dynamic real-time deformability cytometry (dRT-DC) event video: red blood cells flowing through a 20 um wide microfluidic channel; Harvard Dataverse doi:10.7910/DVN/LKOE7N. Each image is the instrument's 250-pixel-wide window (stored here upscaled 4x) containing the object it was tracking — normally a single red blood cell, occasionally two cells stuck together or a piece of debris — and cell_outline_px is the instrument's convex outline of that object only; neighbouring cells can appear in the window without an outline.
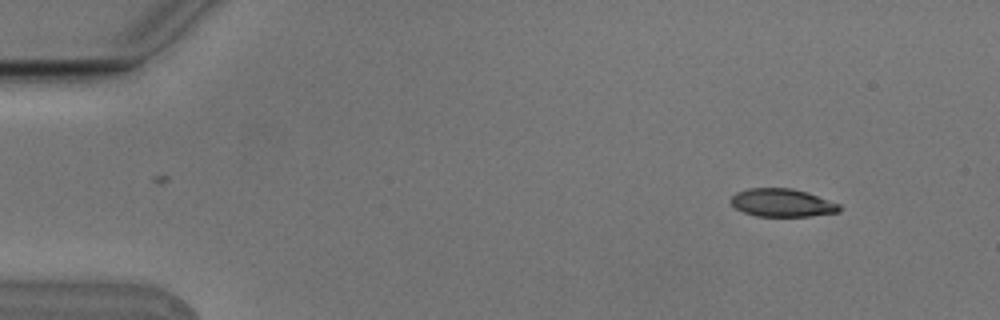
{"species": "Egyptian fruit bat (a non-hibernating species)", "species_latin": "Rousettus aegyptiacus", "temperature_condition": "cold", "stored_images_in_passage": 4, "camera_frame_rate_fps": 3000, "um_per_image_px": 0.085, "animal": {"sex": "male"}, "frame": {"image": 1, "passage_image": 1, "time_ms": 0.0, "image_size_px": [1000, 320], "cell_outline_px": [[840, 212], [812, 216], [756, 216], [744, 212], [736, 208], [728, 200], [736, 192], [748, 188], [792, 188], [808, 192], [840, 204]], "centroid_in_image_um": [66.48, 17.23], "position_along_channel_um": 18.5, "area_um2": 17.86}}
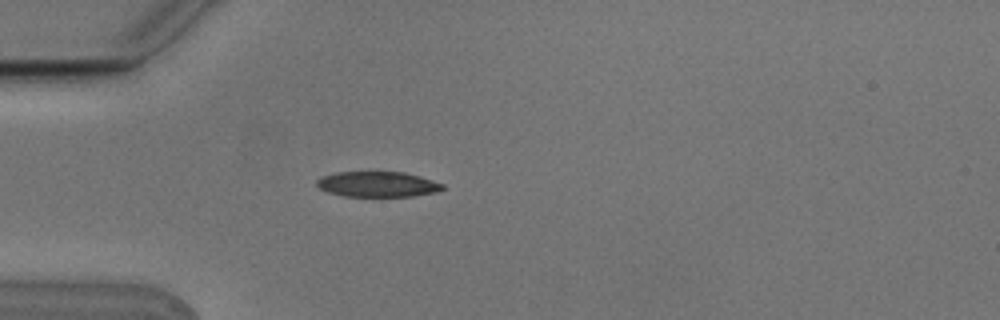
{"frame": {"image": 2, "passage_image": 4, "time_ms": 1.0, "image_size_px": [1000, 320], "cell_outline_px": [[444, 188], [436, 192], [412, 196], [344, 196], [328, 192], [320, 188], [316, 184], [316, 180], [324, 176], [336, 172], [404, 172], [420, 176], [444, 184]], "centroid_in_image_um": [32.11, 15.66], "position_along_channel_um": 52.9, "area_um2": 18.5}}